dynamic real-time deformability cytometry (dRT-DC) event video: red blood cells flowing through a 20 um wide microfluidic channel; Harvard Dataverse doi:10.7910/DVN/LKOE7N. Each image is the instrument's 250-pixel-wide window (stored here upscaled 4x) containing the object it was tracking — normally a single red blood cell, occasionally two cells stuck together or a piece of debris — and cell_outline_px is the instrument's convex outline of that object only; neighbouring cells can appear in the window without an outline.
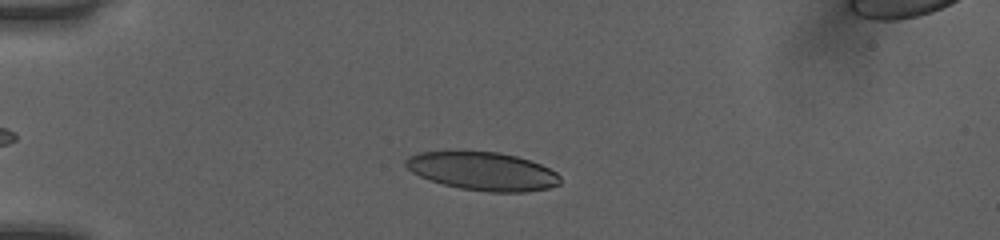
{"species": "human", "species_latin": "Homo sapiens", "temperature_condition": "room temperature", "stored_images_in_passage": 46, "camera_frame_rate_fps": 3000, "um_per_image_px": 0.085, "donor": {"sex": "female"}, "frame": {"image": 1, "passage_image": 9, "time_ms": 2.667, "image_size_px": [1000, 240], "cell_outline_px": [[560, 184], [548, 188], [528, 192], [488, 192], [460, 188], [428, 180], [412, 172], [404, 164], [404, 160], [408, 156], [420, 152], [500, 152], [516, 156], [540, 164], [556, 172], [560, 176]], "centroid_in_image_um": [41.03, 14.56], "position_along_channel_um": 44.0, "area_um2": 34.33}}
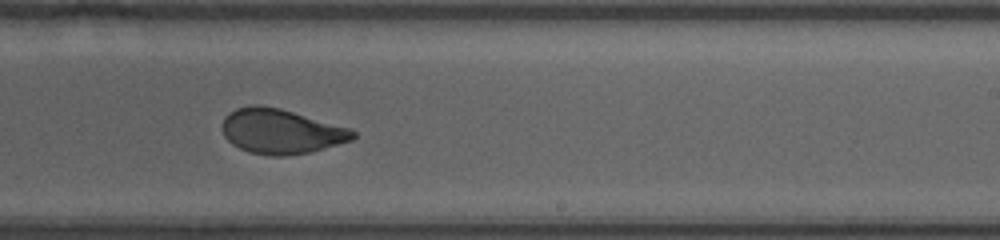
{"frame": {"image": 2, "passage_image": 28, "time_ms": 9.0, "image_size_px": [1000, 240], "cell_outline_px": [[356, 136], [352, 140], [312, 152], [284, 156], [272, 156], [248, 152], [232, 144], [224, 136], [220, 128], [220, 124], [224, 116], [228, 112], [236, 108], [252, 104], [260, 104], [280, 108], [352, 128], [356, 132]], "centroid_in_image_um": [23.86, 11.15], "position_along_channel_um": 265.1, "area_um2": 34.74}}
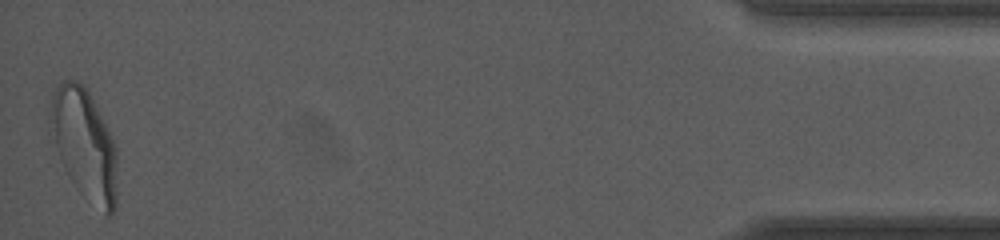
{"frame": {"image": 3, "passage_image": 46, "time_ms": 15.0, "image_size_px": [1000, 240], "cell_outline_px": [[116, 204], [112, 212], [108, 216], [60, 156], [48, 140], [48, 112], [52, 96], [56, 88], [64, 80], [76, 80], [88, 92], [116, 148]], "centroid_in_image_um": [7.11, 12.06], "position_along_channel_um": 428.1, "area_um2": 40.34}, "authors_computed_cell_mechanics": {"area_um2": 34.7378, "velocity_mm_per_s": 4.0585, "shape_relaxation_time_tau1_ms": 5.3719, "shape_relaxation_time_tau2_ms": 0.7614, "deformation_change_tau1": 0.1858, "deformation_change_tau2": 0.0567}}